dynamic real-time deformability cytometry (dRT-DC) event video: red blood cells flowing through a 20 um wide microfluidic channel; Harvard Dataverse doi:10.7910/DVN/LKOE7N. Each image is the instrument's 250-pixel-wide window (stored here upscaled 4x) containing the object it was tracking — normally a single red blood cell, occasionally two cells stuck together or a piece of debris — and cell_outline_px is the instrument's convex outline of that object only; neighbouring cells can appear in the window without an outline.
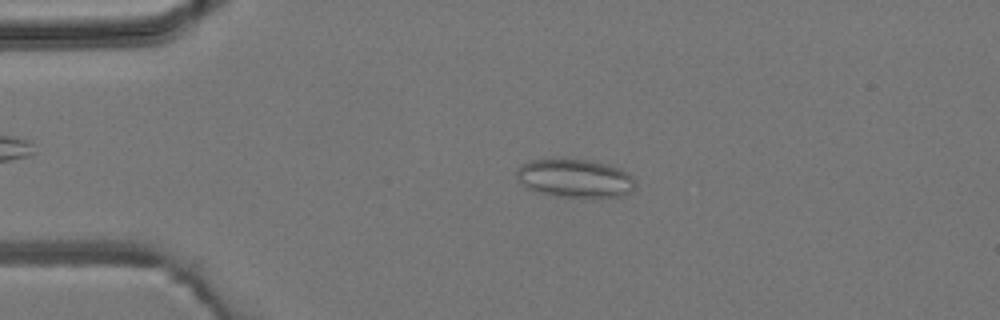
{"species": "common noctule bat (a hibernating species)", "species_latin": "Nyctalus noctula", "temperature_condition": "room temperature", "stored_images_in_passage": 3, "camera_frame_rate_fps": 3000, "um_per_image_px": 0.085, "animal": {"sex": "male", "body_mass_g": 19.2, "forearm_length_mm": 51.8}, "frame": {"image": 1, "passage_image": 2, "time_ms": 2.0, "image_size_px": [1000, 320], "cell_outline_px": [[636, 184], [628, 192], [620, 196], [592, 200], [584, 200], [556, 196], [532, 192], [524, 188], [516, 176], [516, 168], [520, 164], [528, 160], [588, 160], [620, 168], [628, 172], [636, 180]], "centroid_in_image_um": [48.84, 15.22], "position_along_channel_um": 36.2, "area_um2": 27.46}}